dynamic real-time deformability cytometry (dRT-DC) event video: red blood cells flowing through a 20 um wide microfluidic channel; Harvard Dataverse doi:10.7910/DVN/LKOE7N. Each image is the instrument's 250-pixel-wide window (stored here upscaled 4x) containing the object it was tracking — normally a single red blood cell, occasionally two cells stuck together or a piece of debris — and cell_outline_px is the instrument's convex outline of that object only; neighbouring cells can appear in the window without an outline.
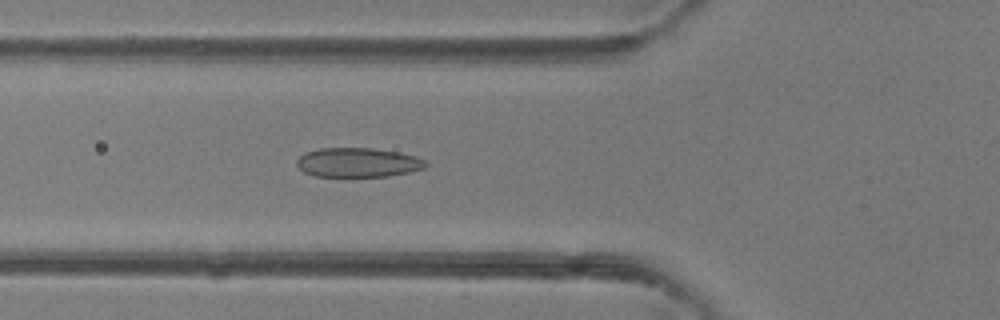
{"species": "common noctule bat (a hibernating species)", "species_latin": "Nyctalus noctula", "temperature_condition": "room temperature", "stored_images_in_passage": 47, "camera_frame_rate_fps": 3000, "um_per_image_px": 0.085, "animal": {"sex": "female"}, "frame": {"image": 1, "passage_image": 17, "time_ms": 5.333, "image_size_px": [1000, 320], "cell_outline_px": [[428, 164], [424, 168], [412, 172], [388, 176], [312, 176], [304, 172], [296, 164], [296, 160], [304, 152], [320, 148], [372, 148], [396, 152], [416, 156], [424, 160]], "centroid_in_image_um": [30.41, 13.81], "position_along_channel_um": 95.4, "area_um2": 22.08}}
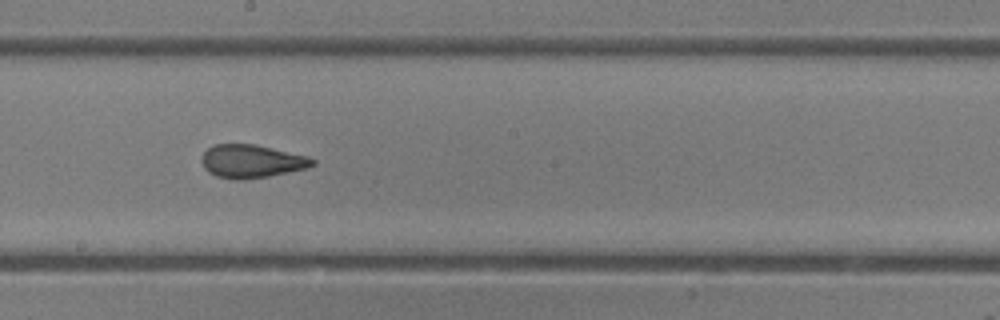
{"frame": {"image": 2, "passage_image": 26, "time_ms": 8.333, "image_size_px": [1000, 320], "cell_outline_px": [[316, 164], [308, 168], [268, 176], [244, 180], [232, 180], [216, 176], [208, 172], [204, 168], [200, 160], [204, 152], [212, 144], [256, 144], [308, 156], [316, 160]], "centroid_in_image_um": [21.37, 13.71], "position_along_channel_um": 226.8, "area_um2": 21.73}}
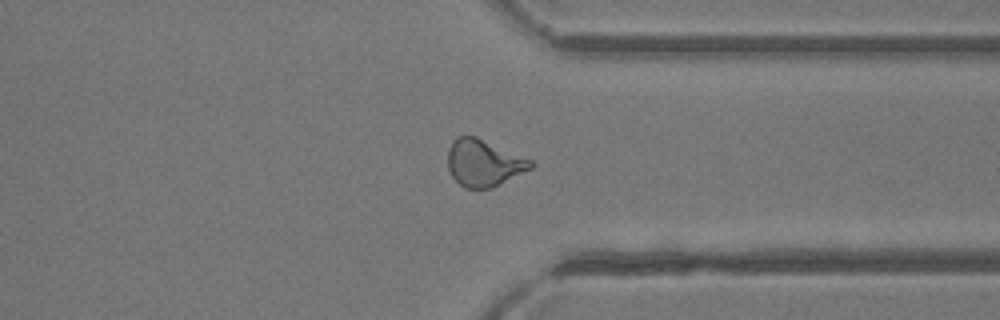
{"frame": {"image": 3, "passage_image": 36, "time_ms": 11.667, "image_size_px": [1000, 320], "cell_outline_px": [[536, 164], [532, 168], [492, 188], [464, 188], [452, 176], [448, 168], [448, 148], [452, 140], [456, 136], [476, 136], [532, 160]], "centroid_in_image_um": [41.11, 13.84], "position_along_channel_um": 370.3, "area_um2": 22.66}, "authors_computed_cell_mechanics": {"area_um2": 22.6576, "velocity_mm_per_s": 4.3486, "shape_relaxation_time_tau1_ms": null, "shape_relaxation_time_tau2_ms": 1.1714, "deformation_change_tau1": null, "deformation_change_tau2": 0.0782}}